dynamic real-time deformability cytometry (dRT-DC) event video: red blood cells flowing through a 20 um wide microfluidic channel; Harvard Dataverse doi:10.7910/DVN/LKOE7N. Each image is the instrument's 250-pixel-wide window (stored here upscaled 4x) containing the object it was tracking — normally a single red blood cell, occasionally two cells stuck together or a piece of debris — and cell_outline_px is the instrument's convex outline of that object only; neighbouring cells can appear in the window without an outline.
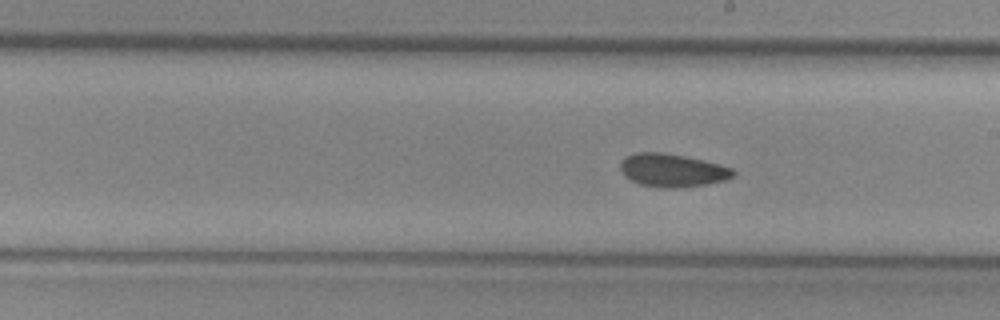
{"species": "common noctule bat (a hibernating species)", "species_latin": "Nyctalus noctula", "temperature_condition": "cold", "stored_images_in_passage": 11, "segment_of_instrument_passage": [2, 2], "camera_frame_rate_fps": 3000, "um_per_image_px": 0.085, "animal": {"sex": "female", "body_mass_g": 29.2, "forearm_length_mm": 56.3}, "frame": {"image": 1, "passage_image": 11, "time_ms": 3.333, "image_size_px": [1000, 320], "cell_outline_px": [[736, 176], [724, 180], [704, 184], [672, 188], [660, 188], [640, 184], [624, 176], [620, 168], [620, 160], [636, 152], [660, 152], [684, 156], [704, 160], [720, 164], [732, 168], [736, 172]], "centroid_in_image_um": [57.15, 14.47], "position_along_channel_um": 231.9, "area_um2": 21.73}}